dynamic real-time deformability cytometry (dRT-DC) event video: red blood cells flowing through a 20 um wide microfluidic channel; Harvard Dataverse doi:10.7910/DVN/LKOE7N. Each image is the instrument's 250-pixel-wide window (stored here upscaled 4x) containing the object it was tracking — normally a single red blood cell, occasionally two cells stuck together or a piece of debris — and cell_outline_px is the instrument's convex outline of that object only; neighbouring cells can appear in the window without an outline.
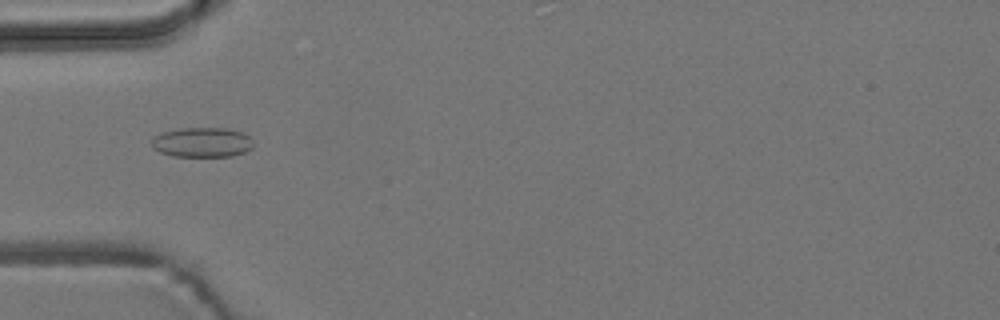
{"species": "common noctule bat (a hibernating species)", "species_latin": "Nyctalus noctula", "temperature_condition": "room temperature", "stored_images_in_passage": 5, "camera_frame_rate_fps": 3000, "um_per_image_px": 0.085, "animal": {"sex": "male", "body_mass_g": 19.2, "forearm_length_mm": 51.8}, "frame": {"image": 1, "passage_image": 2, "time_ms": 1.333, "image_size_px": [1000, 320], "cell_outline_px": [[252, 148], [244, 152], [232, 156], [172, 156], [160, 152], [152, 148], [152, 136], [164, 132], [180, 128], [224, 128], [244, 132], [252, 140]], "centroid_in_image_um": [17.17, 12.09], "position_along_channel_um": 67.8, "area_um2": 17.69}}
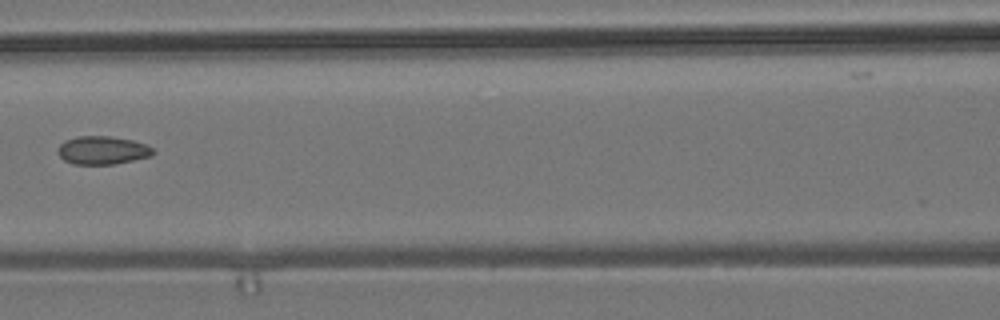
{"frame": {"image": 2, "passage_image": 4, "time_ms": 3.667, "image_size_px": [1000, 320], "cell_outline_px": [[156, 152], [152, 156], [112, 164], [72, 164], [64, 160], [56, 152], [56, 148], [64, 140], [76, 136], [112, 136], [132, 140], [144, 144], [152, 148]], "centroid_in_image_um": [8.67, 12.76], "position_along_channel_um": 157.9, "area_um2": 15.78}}
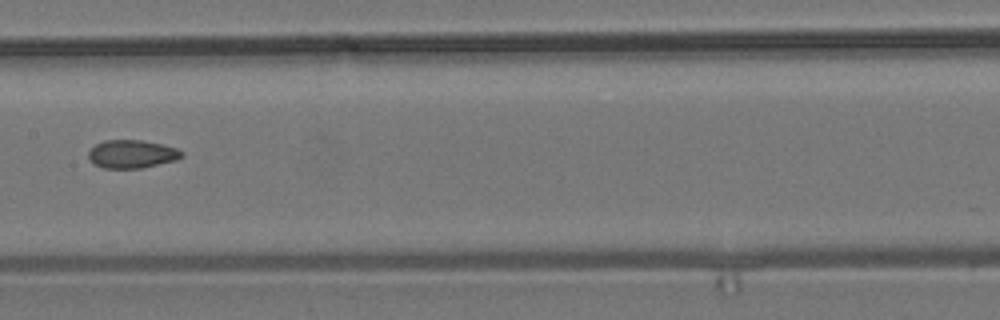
{"frame": {"image": 3, "passage_image": 5, "time_ms": 4.667, "image_size_px": [1000, 320], "cell_outline_px": [[184, 156], [176, 160], [140, 168], [104, 168], [92, 164], [88, 160], [88, 152], [96, 144], [104, 140], [140, 140], [160, 144], [176, 148], [184, 152]], "centroid_in_image_um": [11.18, 13.1], "position_along_channel_um": 196.2, "area_um2": 15.32}}